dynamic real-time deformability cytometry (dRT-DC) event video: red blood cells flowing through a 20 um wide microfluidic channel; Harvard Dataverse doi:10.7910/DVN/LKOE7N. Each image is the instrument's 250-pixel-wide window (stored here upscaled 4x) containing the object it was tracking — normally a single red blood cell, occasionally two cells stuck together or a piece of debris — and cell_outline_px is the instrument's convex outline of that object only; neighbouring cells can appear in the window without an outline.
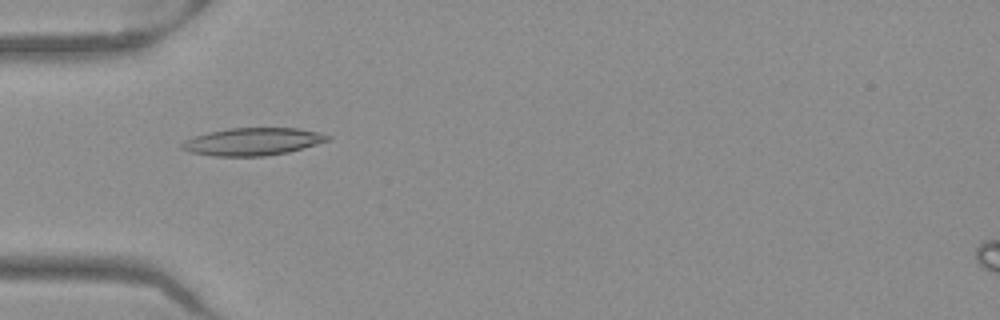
{"species": "Egyptian fruit bat (a non-hibernating species)", "species_latin": "Rousettus aegyptiacus", "temperature_condition": "warm", "stored_images_in_passage": 51, "camera_frame_rate_fps": 3000, "um_per_image_px": 0.085, "frame": {"image": 1, "passage_image": 16, "time_ms": 5.0, "image_size_px": [1000, 320], "cell_outline_px": [[332, 140], [288, 152], [264, 156], [212, 156], [192, 152], [180, 148], [180, 144], [184, 140], [192, 136], [208, 132], [228, 128], [300, 128], [320, 132], [332, 136]], "centroid_in_image_um": [21.5, 12.03], "position_along_channel_um": 63.5, "area_um2": 23.64}}
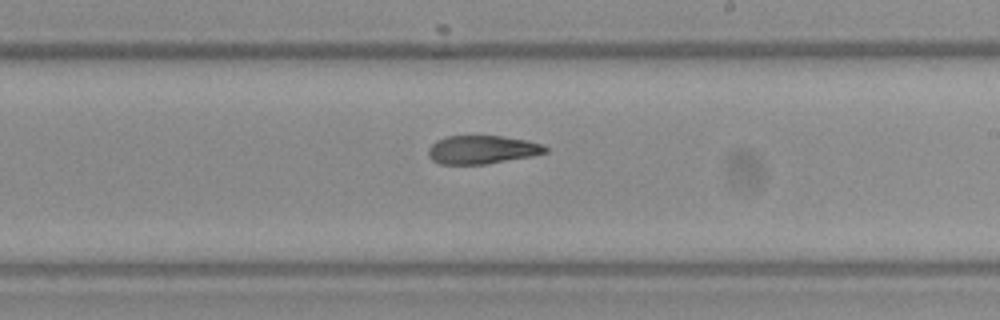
{"frame": {"image": 2, "passage_image": 30, "time_ms": 9.667, "image_size_px": [1000, 320], "cell_outline_px": [[548, 152], [532, 156], [484, 164], [440, 164], [432, 160], [428, 156], [428, 148], [436, 140], [448, 136], [504, 136], [528, 140], [544, 144], [548, 148]], "centroid_in_image_um": [41.0, 12.71], "position_along_channel_um": 248.0, "area_um2": 19.48}}
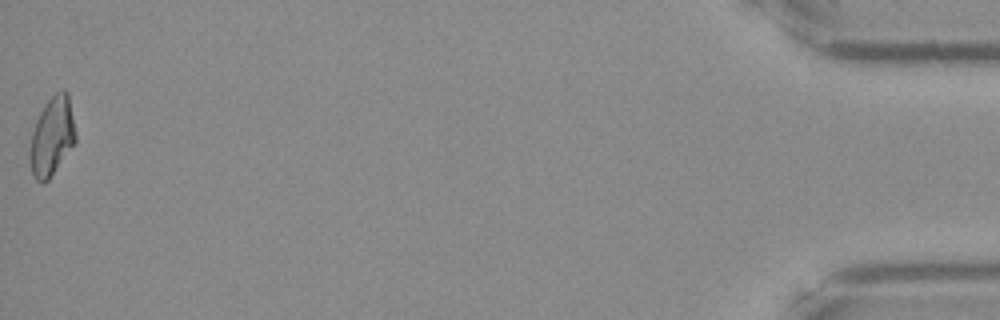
{"frame": {"image": 3, "passage_image": 51, "time_ms": 16.667, "image_size_px": [1000, 320], "cell_outline_px": [[76, 140], [48, 180], [36, 180], [32, 176], [28, 160], [28, 152], [32, 132], [36, 120], [44, 104], [56, 92], [64, 88], [68, 92], [76, 132]], "centroid_in_image_um": [4.39, 11.56], "position_along_channel_um": 430.8, "area_um2": 20.98}, "authors_computed_cell_mechanics": {"area_um2": 20.6924, "velocity_mm_per_s": 3.9846, "shape_relaxation_time_tau1_ms": null, "shape_relaxation_time_tau2_ms": 7.0513, "deformation_change_tau1": null, "deformation_change_tau2": 0.1619}}